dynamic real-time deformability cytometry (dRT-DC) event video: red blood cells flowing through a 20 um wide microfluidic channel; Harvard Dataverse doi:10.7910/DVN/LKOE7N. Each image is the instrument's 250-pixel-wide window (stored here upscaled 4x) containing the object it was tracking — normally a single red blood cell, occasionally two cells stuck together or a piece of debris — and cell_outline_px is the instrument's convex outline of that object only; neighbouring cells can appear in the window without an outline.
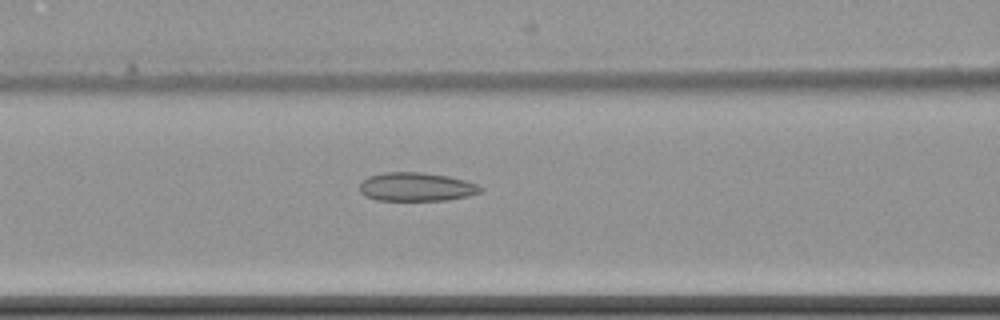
{"species": "common noctule bat (a hibernating species)", "species_latin": "Nyctalus noctula", "temperature_condition": "cold", "stored_images_in_passage": 8, "segment_of_instrument_passage": [2, 2], "camera_frame_rate_fps": 3000, "um_per_image_px": 0.085, "animal": {"sex": "female", "body_mass_g": 22.7, "forearm_length_mm": 54.2}, "frame": {"image": 1, "passage_image": 8, "time_ms": 8.667, "image_size_px": [1000, 320], "cell_outline_px": [[484, 188], [480, 192], [468, 196], [448, 200], [376, 200], [364, 196], [360, 192], [360, 184], [368, 176], [384, 172], [420, 172], [448, 176], [464, 180], [476, 184]], "centroid_in_image_um": [35.37, 15.88], "position_along_channel_um": 131.2, "area_um2": 20.17}}